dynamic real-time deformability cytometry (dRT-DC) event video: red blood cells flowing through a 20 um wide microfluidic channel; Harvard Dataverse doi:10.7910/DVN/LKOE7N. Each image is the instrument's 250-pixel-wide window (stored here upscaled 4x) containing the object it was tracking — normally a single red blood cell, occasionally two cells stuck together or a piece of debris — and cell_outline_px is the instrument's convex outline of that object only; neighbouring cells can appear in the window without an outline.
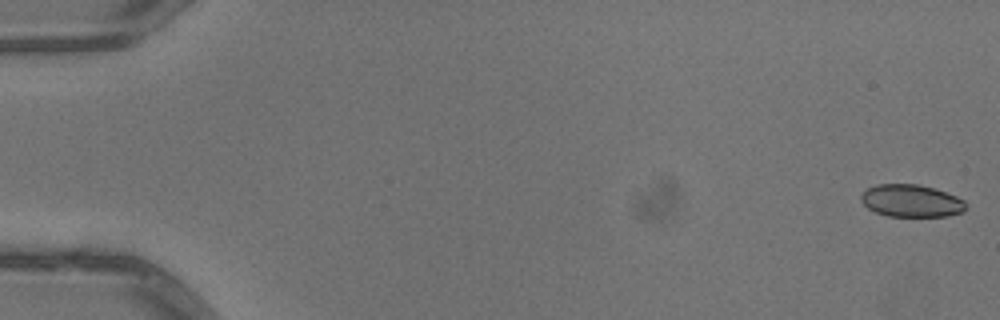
{"species": "common noctule bat (a hibernating species)", "species_latin": "Nyctalus noctula", "temperature_condition": "warm", "stored_images_in_passage": 52, "camera_frame_rate_fps": 3000, "um_per_image_px": 0.085, "animal": {"sex": "male", "body_mass_g": 13.3}, "frame": {"image": 1, "passage_image": 1, "time_ms": 0.0, "image_size_px": [1000, 320], "cell_outline_px": [[968, 208], [964, 212], [948, 216], [888, 216], [876, 212], [868, 208], [860, 200], [860, 196], [868, 188], [876, 184], [920, 184], [956, 196], [964, 200]], "centroid_in_image_um": [77.48, 17.07], "position_along_channel_um": 7.5, "area_um2": 19.83}}
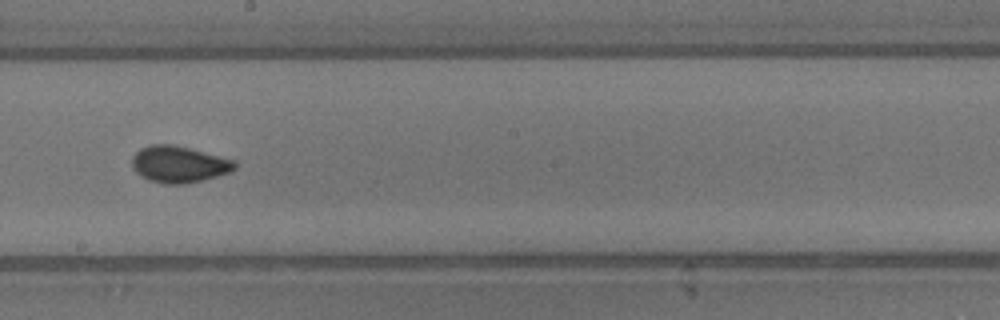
{"frame": {"image": 2, "passage_image": 30, "time_ms": 9.667, "image_size_px": [1000, 320], "cell_outline_px": [[236, 168], [228, 172], [216, 176], [184, 184], [164, 184], [148, 180], [140, 176], [132, 168], [132, 156], [140, 148], [152, 144], [172, 144], [236, 160]], "centroid_in_image_um": [15.17, 13.96], "position_along_channel_um": 233.0, "area_um2": 21.85}}
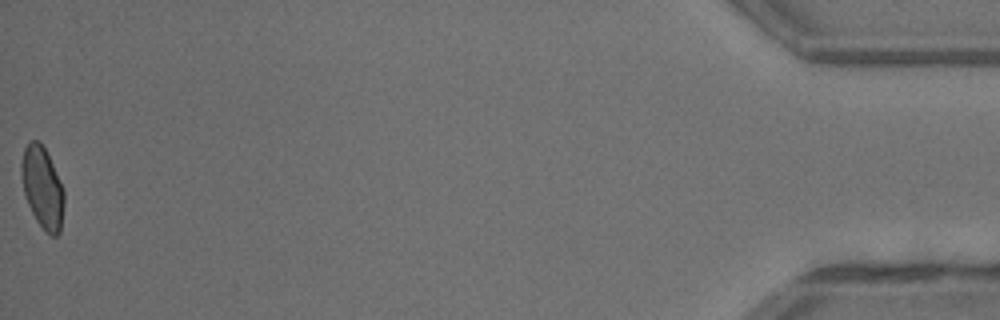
{"frame": {"image": 3, "passage_image": 52, "time_ms": 17.0, "image_size_px": [1000, 320], "cell_outline_px": [[64, 204], [60, 232], [56, 236], [52, 236], [36, 220], [24, 196], [20, 172], [20, 164], [24, 148], [28, 140], [40, 140], [64, 188]], "centroid_in_image_um": [3.58, 15.91], "position_along_channel_um": 431.6, "area_um2": 20.35}, "authors_computed_cell_mechanics": {"area_um2": 20.808, "velocity_mm_per_s": 4.0767, "shape_relaxation_time_tau1_ms": 10.5215, "shape_relaxation_time_tau2_ms": null, "deformation_change_tau1": 0.1882, "deformation_change_tau2": null}}